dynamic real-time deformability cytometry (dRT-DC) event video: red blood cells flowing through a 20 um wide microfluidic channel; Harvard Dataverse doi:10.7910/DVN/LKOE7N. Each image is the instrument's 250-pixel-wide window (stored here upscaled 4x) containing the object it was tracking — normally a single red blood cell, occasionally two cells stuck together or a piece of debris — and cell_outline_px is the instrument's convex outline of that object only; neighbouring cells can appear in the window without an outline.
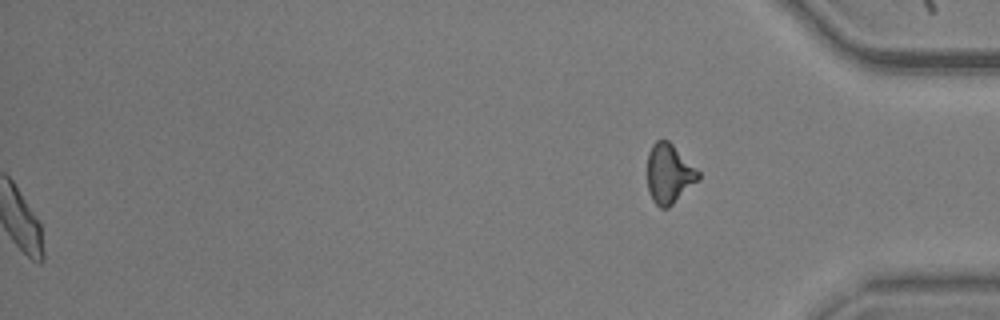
{"species": "common noctule bat (a hibernating species)", "species_latin": "Nyctalus noctula", "temperature_condition": "warm", "stored_images_in_passage": 53, "segment_of_instrument_passage": [2, 2], "camera_frame_rate_fps": 3000, "um_per_image_px": 0.085, "animal": {"sex": "male", "body_mass_g": 20.5, "forearm_length_mm": 52.5}, "frame": {"image": 1, "passage_image": 53, "time_ms": 17.333, "image_size_px": [1000, 320], "cell_outline_px": [[700, 180], [668, 208], [660, 208], [652, 200], [648, 192], [648, 152], [652, 144], [656, 140], [668, 140], [700, 172]], "centroid_in_image_um": [56.87, 14.78], "position_along_channel_um": 378.3, "area_um2": 17.74}}